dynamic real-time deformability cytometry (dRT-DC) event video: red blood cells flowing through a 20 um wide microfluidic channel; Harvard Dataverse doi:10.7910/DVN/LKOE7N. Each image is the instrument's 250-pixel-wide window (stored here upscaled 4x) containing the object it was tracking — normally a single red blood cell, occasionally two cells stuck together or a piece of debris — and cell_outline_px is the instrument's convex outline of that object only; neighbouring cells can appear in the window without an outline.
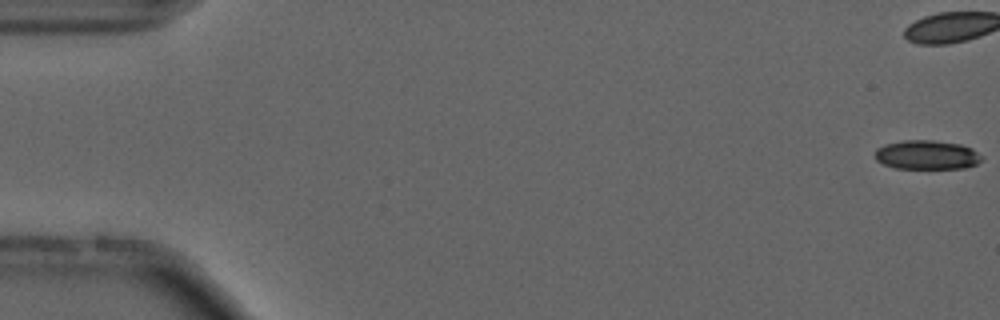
{"species": "common noctule bat (a hibernating species)", "species_latin": "Nyctalus noctula", "temperature_condition": "cold", "stored_images_in_passage": 44, "camera_frame_rate_fps": 3000, "um_per_image_px": 0.085, "animal": {"sex": "male", "forearm_length_mm": 52.5}, "frame": {"image": 1, "passage_image": 1, "time_ms": 0.0, "image_size_px": [1000, 320], "cell_outline_px": [[984, 160], [976, 164], [964, 168], [896, 168], [884, 164], [876, 160], [876, 148], [884, 144], [904, 140], [932, 140], [960, 144], [972, 148], [984, 156]], "centroid_in_image_um": [78.82, 13.16], "position_along_channel_um": 6.2, "area_um2": 18.21}, "authors_computed_cell_mechanics": {"area_um2": 19.4786, "velocity_mm_per_s": 3.7281, "shape_relaxation_time_tau1_ms": 5.0492, "shape_relaxation_time_tau2_ms": 2.6636, "deformation_change_tau1": 0.145, "deformation_change_tau2": 0.1049}}